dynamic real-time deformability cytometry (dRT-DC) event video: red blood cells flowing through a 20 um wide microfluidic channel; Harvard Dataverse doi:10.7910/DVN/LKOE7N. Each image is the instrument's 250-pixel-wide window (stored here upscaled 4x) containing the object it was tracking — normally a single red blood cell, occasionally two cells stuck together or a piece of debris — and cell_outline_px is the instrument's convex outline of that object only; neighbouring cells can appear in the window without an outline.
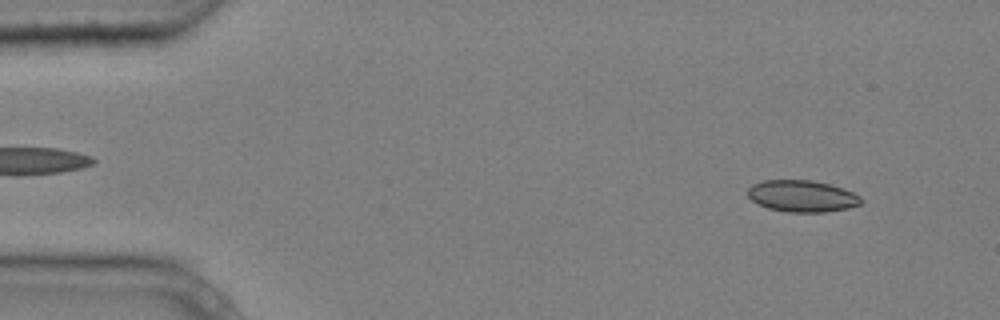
{"species": "common noctule bat (a hibernating species)", "species_latin": "Nyctalus noctula", "temperature_condition": "cold", "stored_images_in_passage": 4, "camera_frame_rate_fps": 3000, "um_per_image_px": 0.085, "animal": {"sex": "male", "body_mass_g": 20.4}, "frame": {"image": 1, "passage_image": 1, "time_ms": 0.0, "image_size_px": [1000, 320], "cell_outline_px": [[864, 200], [860, 204], [848, 208], [824, 212], [788, 212], [768, 208], [752, 200], [748, 196], [748, 188], [752, 184], [764, 180], [812, 180], [828, 184], [852, 192], [860, 196]], "centroid_in_image_um": [68.17, 16.67], "position_along_channel_um": 16.8, "area_um2": 20.75}}
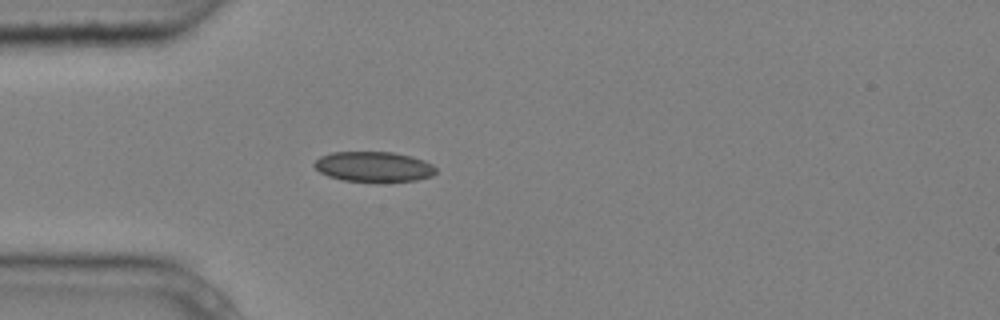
{"frame": {"image": 2, "passage_image": 4, "time_ms": 1.0, "image_size_px": [1000, 320], "cell_outline_px": [[436, 172], [432, 176], [416, 180], [344, 180], [328, 176], [320, 172], [312, 164], [320, 156], [332, 152], [392, 152], [412, 156], [424, 160], [432, 164], [436, 168]], "centroid_in_image_um": [31.76, 14.14], "position_along_channel_um": 53.2, "area_um2": 20.98}}